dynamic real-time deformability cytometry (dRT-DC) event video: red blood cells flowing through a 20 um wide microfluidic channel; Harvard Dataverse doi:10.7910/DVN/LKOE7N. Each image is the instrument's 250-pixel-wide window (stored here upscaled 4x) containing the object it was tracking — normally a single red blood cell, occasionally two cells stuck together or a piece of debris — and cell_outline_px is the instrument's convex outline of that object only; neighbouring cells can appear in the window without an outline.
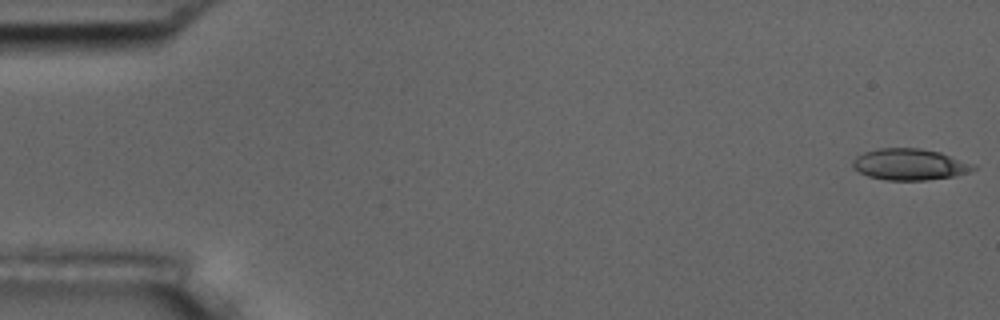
{"species": "common noctule bat (a hibernating species)", "species_latin": "Nyctalus noctula", "temperature_condition": "room temperature", "stored_images_in_passage": 56, "camera_frame_rate_fps": 3000, "um_per_image_px": 0.085, "animal": {"sex": "male", "body_mass_g": 17.5, "forearm_length_mm": 52.3}, "frame": {"image": 1, "passage_image": 1, "time_ms": 0.0, "image_size_px": [1000, 320], "cell_outline_px": [[976, 168], [968, 172], [956, 176], [924, 180], [888, 180], [868, 176], [852, 168], [852, 160], [856, 156], [864, 152], [880, 148], [920, 148], [940, 152], [976, 164]], "centroid_in_image_um": [77.33, 13.97], "position_along_channel_um": 7.7, "area_um2": 22.14}}
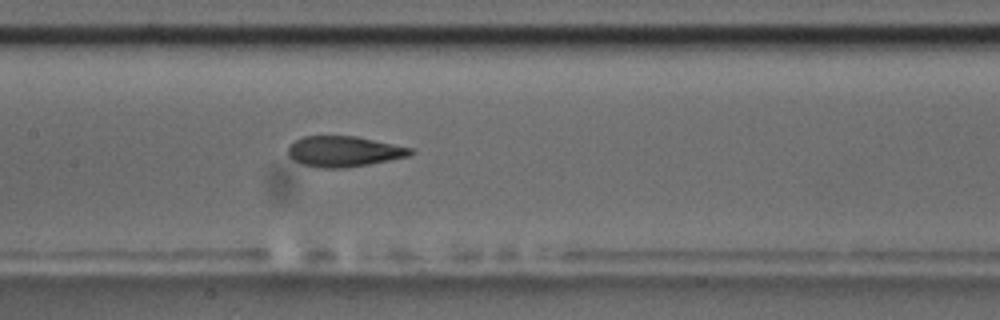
{"frame": {"image": 2, "passage_image": 27, "time_ms": 8.667, "image_size_px": [1000, 320], "cell_outline_px": [[416, 152], [408, 156], [368, 164], [344, 168], [320, 168], [300, 164], [292, 160], [288, 156], [288, 148], [296, 140], [304, 136], [356, 136], [412, 148]], "centroid_in_image_um": [29.21, 12.88], "position_along_channel_um": 178.2, "area_um2": 21.79}}
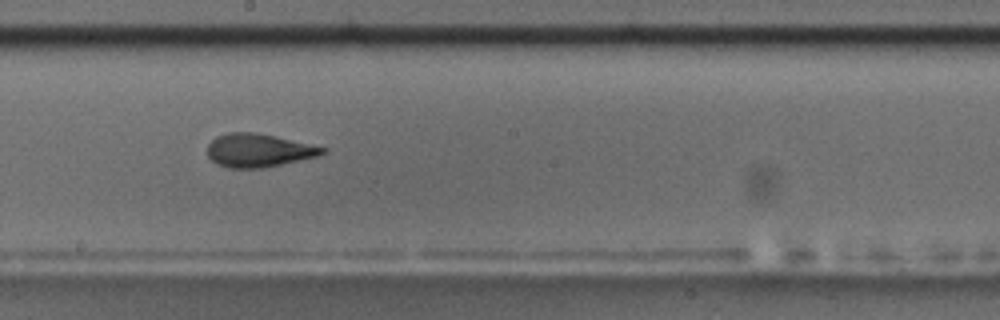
{"frame": {"image": 3, "passage_image": 31, "time_ms": 10.0, "image_size_px": [1000, 320], "cell_outline_px": [[328, 152], [316, 156], [264, 168], [228, 168], [216, 164], [208, 156], [208, 144], [216, 136], [228, 132], [256, 132], [276, 136], [328, 148]], "centroid_in_image_um": [21.97, 12.77], "position_along_channel_um": 226.2, "area_um2": 22.43}, "authors_computed_cell_mechanics": {"area_um2": 22.2241, "velocity_mm_per_s": 3.6172, "shape_relaxation_time_tau1_ms": 6.2197, "shape_relaxation_time_tau2_ms": 2.3076, "deformation_change_tau1": 0.2034, "deformation_change_tau2": 0.0867}}